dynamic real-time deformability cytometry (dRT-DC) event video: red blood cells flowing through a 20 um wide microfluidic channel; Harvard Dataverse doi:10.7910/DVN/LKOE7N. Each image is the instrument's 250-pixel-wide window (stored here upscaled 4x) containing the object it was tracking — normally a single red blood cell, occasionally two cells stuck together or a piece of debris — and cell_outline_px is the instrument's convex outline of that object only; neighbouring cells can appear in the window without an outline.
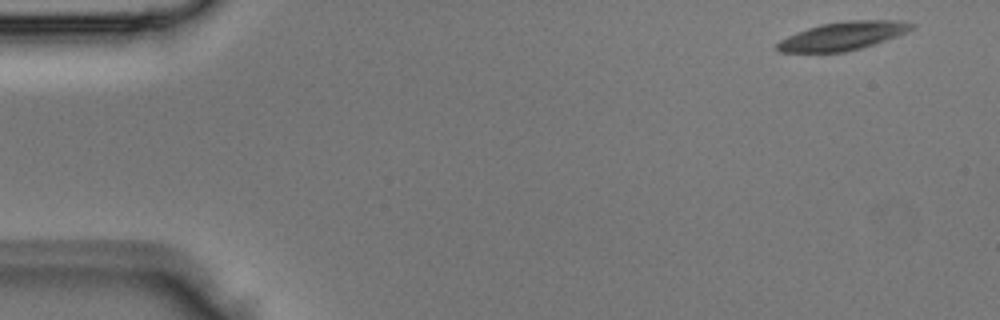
{"species": "Egyptian fruit bat (a non-hibernating species)", "species_latin": "Rousettus aegyptiacus", "temperature_condition": "room temperature", "stored_images_in_passage": 3, "camera_frame_rate_fps": 3000, "um_per_image_px": 0.085, "animal": {"sex": "male"}, "frame": {"image": 1, "passage_image": 1, "time_ms": 0.0, "image_size_px": [1000, 320], "cell_outline_px": [[916, 24], [912, 28], [896, 36], [860, 48], [844, 52], [780, 52], [776, 48], [776, 44], [780, 40], [796, 32], [808, 28], [824, 24], [848, 20], [896, 20]], "centroid_in_image_um": [71.6, 3.05], "position_along_channel_um": 13.4, "area_um2": 21.73}}